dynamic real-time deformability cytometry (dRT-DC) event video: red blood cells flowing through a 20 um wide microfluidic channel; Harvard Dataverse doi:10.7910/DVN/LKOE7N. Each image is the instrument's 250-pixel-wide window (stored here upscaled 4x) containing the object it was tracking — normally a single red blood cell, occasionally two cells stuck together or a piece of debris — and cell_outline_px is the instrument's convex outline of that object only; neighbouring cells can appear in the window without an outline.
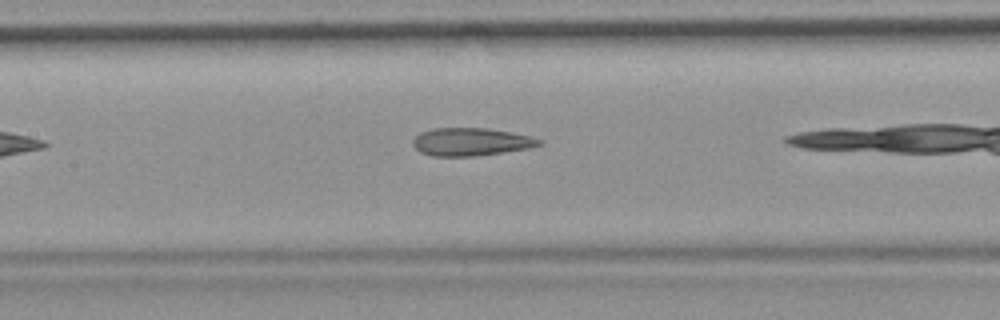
{"species": "common noctule bat (a hibernating species)", "species_latin": "Nyctalus noctula", "temperature_condition": "room temperature", "stored_images_in_passage": 15, "camera_frame_rate_fps": 3000, "um_per_image_px": 0.085, "animal": {"sex": "female", "body_mass_g": 19.9}, "frame": {"image": 1, "passage_image": 7, "time_ms": 2.0, "image_size_px": [1000, 320], "cell_outline_px": [[544, 144], [528, 148], [472, 156], [432, 156], [420, 152], [412, 144], [412, 140], [420, 132], [432, 128], [488, 128], [528, 136], [544, 140]], "centroid_in_image_um": [40.0, 12.05], "position_along_channel_um": 167.4, "area_um2": 20.35}}